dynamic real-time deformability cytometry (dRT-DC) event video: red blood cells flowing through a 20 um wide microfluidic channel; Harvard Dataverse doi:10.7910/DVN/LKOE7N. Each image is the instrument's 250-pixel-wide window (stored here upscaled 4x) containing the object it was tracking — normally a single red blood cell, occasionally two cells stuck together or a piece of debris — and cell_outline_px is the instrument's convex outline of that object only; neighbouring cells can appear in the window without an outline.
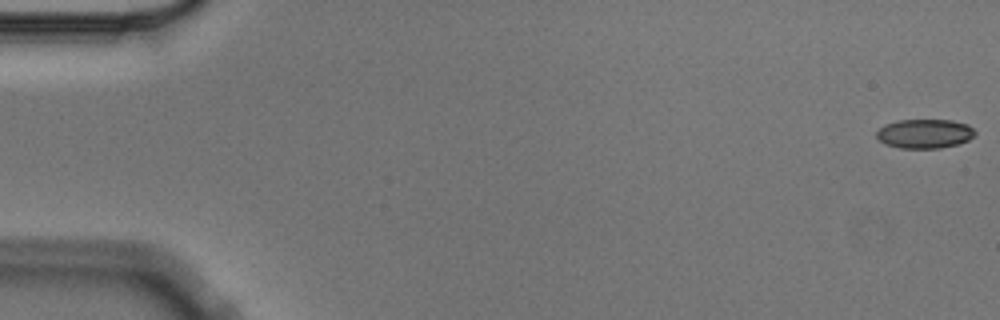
{"species": "Egyptian fruit bat (a non-hibernating species)", "species_latin": "Rousettus aegyptiacus", "temperature_condition": "cold", "stored_images_in_passage": 9, "camera_frame_rate_fps": 3000, "um_per_image_px": 0.085, "animal": {"sex": "male"}, "frame": {"image": 1, "passage_image": 1, "time_ms": 0.0, "image_size_px": [1000, 320], "cell_outline_px": [[976, 136], [968, 140], [956, 144], [940, 148], [900, 148], [884, 144], [876, 136], [876, 132], [884, 124], [896, 120], [952, 120], [968, 124], [976, 132]], "centroid_in_image_um": [78.59, 11.35], "position_along_channel_um": 6.4, "area_um2": 16.88}}
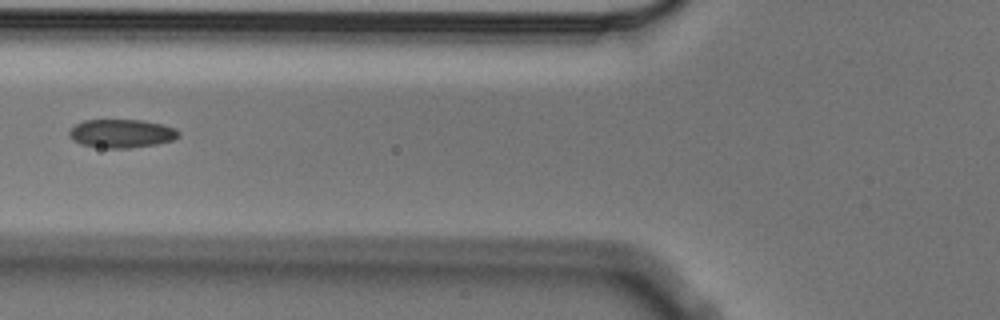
{"frame": {"image": 2, "passage_image": 6, "time_ms": 1.667, "image_size_px": [1000, 320], "cell_outline_px": [[180, 136], [172, 140], [156, 144], [128, 148], [104, 148], [80, 144], [72, 140], [68, 136], [68, 132], [76, 124], [84, 120], [144, 120], [164, 124], [176, 128], [180, 132]], "centroid_in_image_um": [10.34, 11.34], "position_along_channel_um": 115.5, "area_um2": 18.32}}
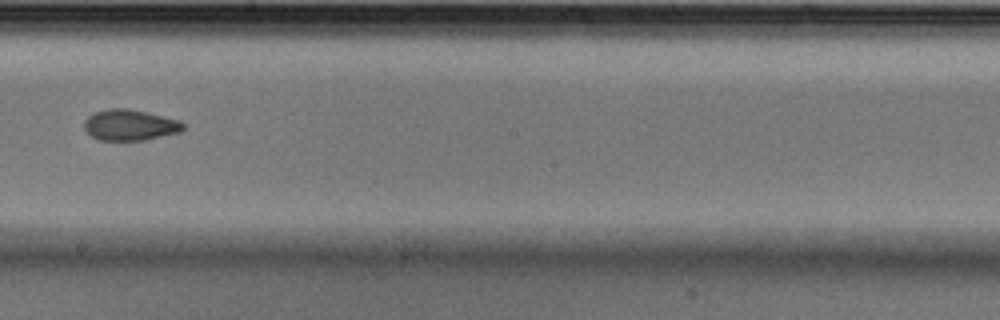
{"frame": {"image": 3, "passage_image": 9, "time_ms": 2.667, "image_size_px": [1000, 320], "cell_outline_px": [[184, 128], [180, 132], [144, 140], [96, 140], [84, 128], [84, 120], [88, 116], [96, 112], [108, 108], [128, 108], [180, 120], [184, 124]], "centroid_in_image_um": [11.03, 10.62], "position_along_channel_um": 237.2, "area_um2": 17.8}}